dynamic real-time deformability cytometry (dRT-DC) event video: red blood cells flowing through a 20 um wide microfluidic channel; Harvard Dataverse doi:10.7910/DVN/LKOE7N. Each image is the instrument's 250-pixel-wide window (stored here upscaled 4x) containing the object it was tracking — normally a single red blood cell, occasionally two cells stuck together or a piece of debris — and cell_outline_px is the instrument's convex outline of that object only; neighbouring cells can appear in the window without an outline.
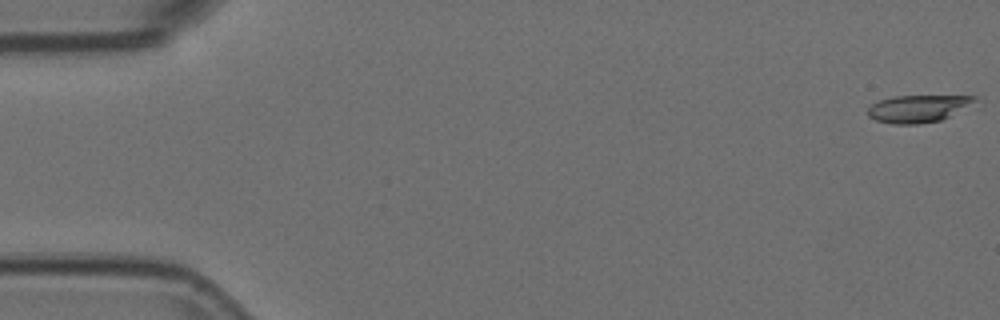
{"species": "Egyptian fruit bat (a non-hibernating species)", "species_latin": "Rousettus aegyptiacus", "temperature_condition": "room temperature", "stored_images_in_passage": 55, "camera_frame_rate_fps": 3000, "um_per_image_px": 0.085, "animal": {"sex": "female"}, "frame": {"image": 1, "passage_image": 1, "time_ms": 0.0, "image_size_px": [1000, 320], "cell_outline_px": [[976, 100], [948, 116], [940, 120], [916, 124], [892, 124], [876, 120], [868, 116], [868, 108], [872, 104], [880, 100], [892, 96], [976, 96]], "centroid_in_image_um": [77.94, 9.23], "position_along_channel_um": 7.1, "area_um2": 16.53}}
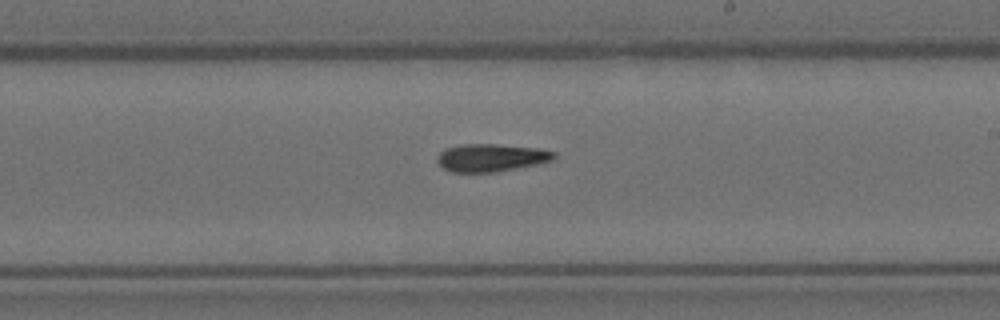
{"frame": {"image": 2, "passage_image": 32, "time_ms": 10.333, "image_size_px": [1000, 320], "cell_outline_px": [[556, 156], [552, 160], [536, 164], [496, 172], [452, 172], [444, 168], [436, 160], [440, 152], [448, 148], [464, 144], [496, 144], [536, 148], [556, 152]], "centroid_in_image_um": [41.75, 13.4], "position_along_channel_um": 247.3, "area_um2": 18.61}}
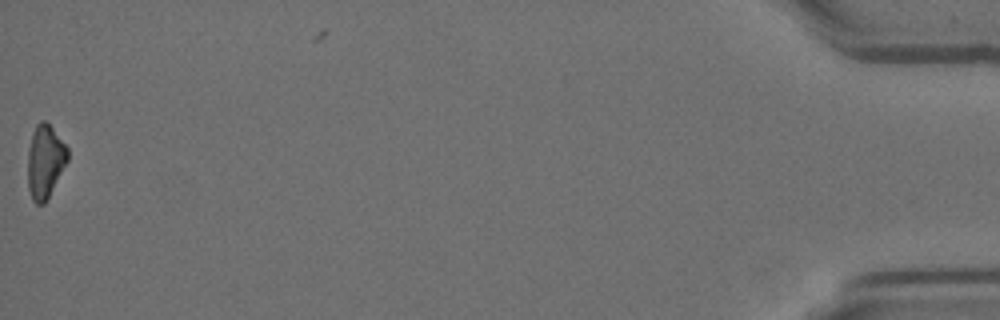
{"frame": {"image": 3, "passage_image": 55, "time_ms": 18.0, "image_size_px": [1000, 320], "cell_outline_px": [[68, 160], [44, 204], [36, 204], [32, 200], [28, 188], [28, 148], [32, 132], [36, 124], [40, 120], [44, 120], [52, 128], [68, 148]], "centroid_in_image_um": [3.81, 13.71], "position_along_channel_um": 431.4, "area_um2": 16.94}}